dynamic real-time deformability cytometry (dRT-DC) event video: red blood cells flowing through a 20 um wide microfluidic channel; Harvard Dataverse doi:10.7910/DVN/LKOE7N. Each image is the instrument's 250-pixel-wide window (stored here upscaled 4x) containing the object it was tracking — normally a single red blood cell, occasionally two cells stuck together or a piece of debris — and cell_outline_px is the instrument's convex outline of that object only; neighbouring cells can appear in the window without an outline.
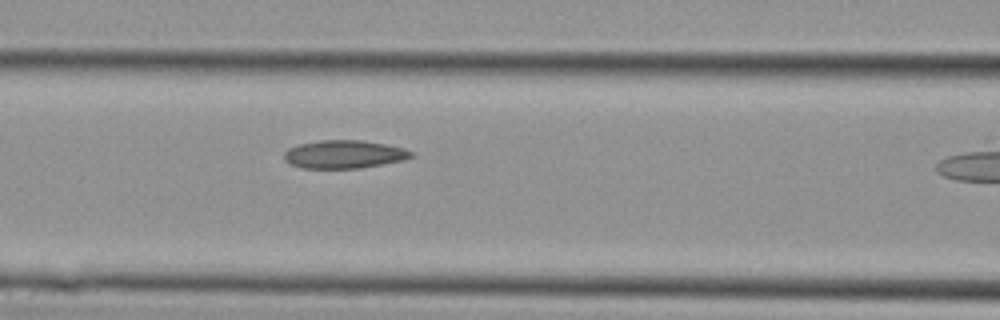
{"species": "Egyptian fruit bat (a non-hibernating species)", "species_latin": "Rousettus aegyptiacus", "temperature_condition": "cold", "stored_images_in_passage": 4, "camera_frame_rate_fps": 3000, "um_per_image_px": 0.085, "animal": {"sex": "female"}, "frame": {"image": 1, "passage_image": 3, "time_ms": 0.667, "image_size_px": [1000, 320], "cell_outline_px": [[416, 156], [404, 160], [360, 168], [300, 168], [288, 164], [284, 160], [284, 152], [288, 148], [300, 144], [320, 140], [360, 140], [384, 144], [404, 148], [412, 152]], "centroid_in_image_um": [29.23, 13.12], "position_along_channel_um": 137.4, "area_um2": 20.92}}